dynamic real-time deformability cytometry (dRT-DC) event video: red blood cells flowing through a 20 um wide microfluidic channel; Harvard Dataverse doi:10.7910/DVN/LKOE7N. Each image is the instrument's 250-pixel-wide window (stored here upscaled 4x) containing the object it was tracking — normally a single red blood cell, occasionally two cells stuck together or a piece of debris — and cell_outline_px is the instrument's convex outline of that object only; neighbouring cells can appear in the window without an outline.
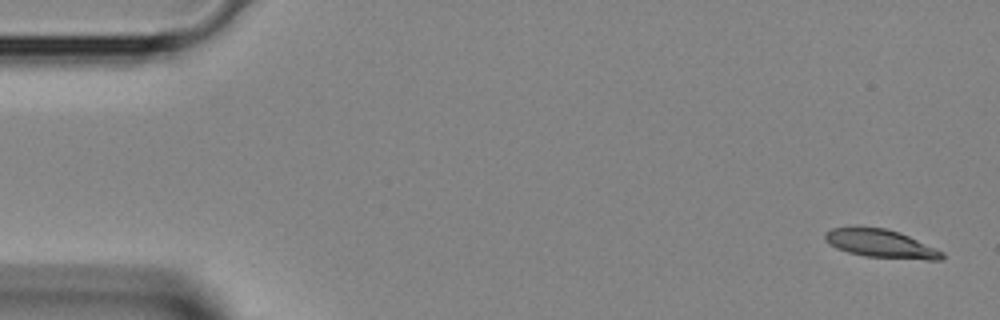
{"species": "Egyptian fruit bat (a non-hibernating species)", "species_latin": "Rousettus aegyptiacus", "temperature_condition": "room temperature", "stored_images_in_passage": 4, "camera_frame_rate_fps": 3000, "um_per_image_px": 0.085, "animal": {"sex": "female"}, "frame": {"image": 1, "passage_image": 1, "time_ms": 0.0, "image_size_px": [1000, 320], "cell_outline_px": [[944, 256], [940, 260], [928, 260], [864, 256], [848, 252], [836, 248], [828, 244], [824, 240], [824, 232], [832, 228], [884, 228], [900, 232], [944, 252]], "centroid_in_image_um": [74.86, 20.72], "position_along_channel_um": 10.1, "area_um2": 19.07}}
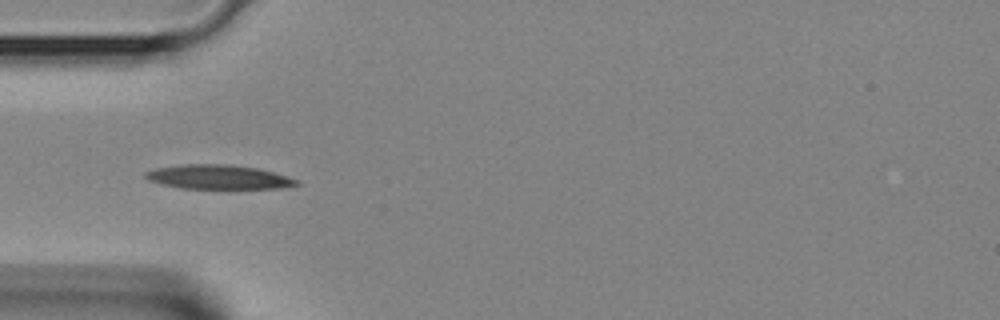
{"frame": {"image": 2, "passage_image": 4, "time_ms": 1.0, "image_size_px": [1000, 320], "cell_outline_px": [[300, 184], [280, 188], [180, 188], [160, 184], [148, 180], [144, 176], [144, 172], [156, 168], [180, 164], [228, 164], [256, 168], [272, 172], [300, 180]], "centroid_in_image_um": [18.52, 15.04], "position_along_channel_um": 66.5, "area_um2": 21.27}}